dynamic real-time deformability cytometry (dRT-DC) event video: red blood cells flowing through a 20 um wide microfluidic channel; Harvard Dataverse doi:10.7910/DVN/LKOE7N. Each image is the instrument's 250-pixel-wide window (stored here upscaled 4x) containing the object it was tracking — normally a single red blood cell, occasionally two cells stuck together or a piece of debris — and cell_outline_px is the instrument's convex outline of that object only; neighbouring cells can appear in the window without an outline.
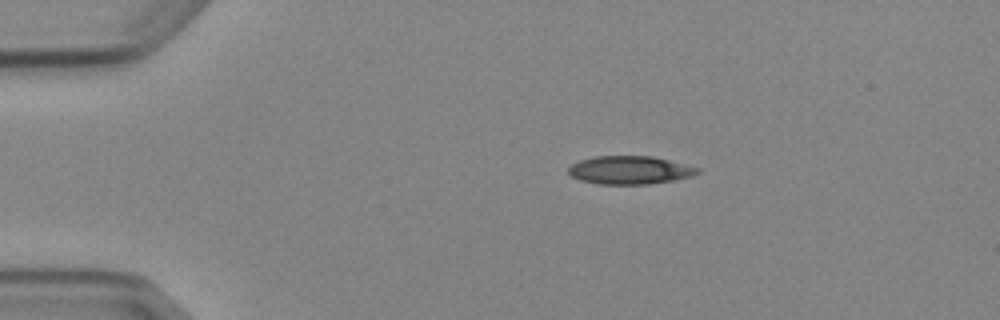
{"species": "Egyptian fruit bat (a non-hibernating species)", "species_latin": "Rousettus aegyptiacus", "temperature_condition": "cold", "stored_images_in_passage": 7, "camera_frame_rate_fps": 3000, "um_per_image_px": 0.085, "animal": {"sex": "female"}, "frame": {"image": 1, "passage_image": 2, "time_ms": 1.333, "image_size_px": [1000, 320], "cell_outline_px": [[700, 172], [692, 176], [676, 180], [648, 184], [596, 184], [580, 180], [572, 176], [568, 172], [568, 168], [572, 164], [580, 160], [596, 156], [652, 156], [700, 168]], "centroid_in_image_um": [53.54, 14.46], "position_along_channel_um": 31.5, "area_um2": 21.21}}
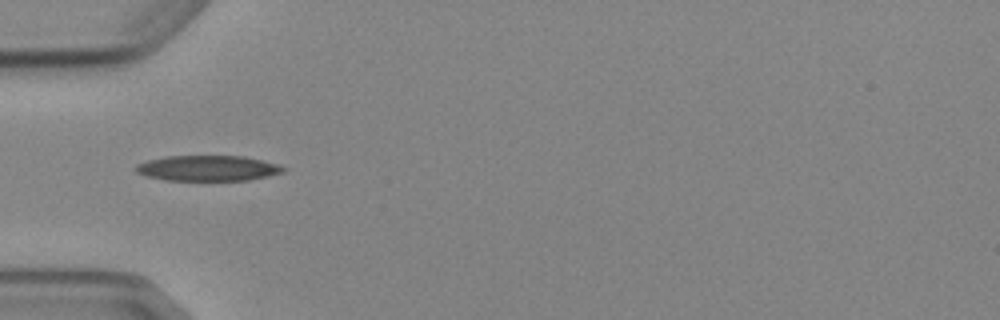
{"frame": {"image": 2, "passage_image": 4, "time_ms": 3.667, "image_size_px": [1000, 320], "cell_outline_px": [[288, 168], [284, 172], [268, 176], [248, 180], [164, 180], [144, 176], [136, 172], [132, 168], [136, 164], [148, 160], [164, 156], [244, 156], [280, 164]], "centroid_in_image_um": [17.65, 14.29], "position_along_channel_um": 67.3, "area_um2": 22.2}}
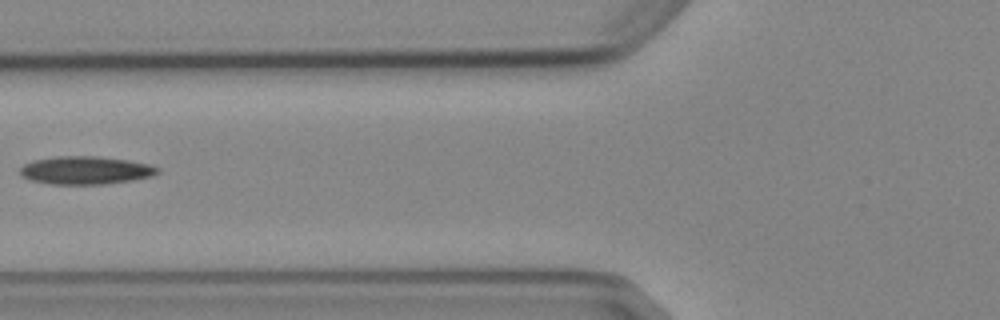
{"frame": {"image": 3, "passage_image": 5, "time_ms": 5.0, "image_size_px": [1000, 320], "cell_outline_px": [[160, 172], [152, 176], [132, 180], [104, 184], [52, 184], [32, 180], [24, 176], [20, 172], [20, 168], [24, 164], [32, 160], [56, 156], [96, 156], [128, 160], [148, 164], [160, 168]], "centroid_in_image_um": [7.29, 14.47], "position_along_channel_um": 118.5, "area_um2": 22.37}}